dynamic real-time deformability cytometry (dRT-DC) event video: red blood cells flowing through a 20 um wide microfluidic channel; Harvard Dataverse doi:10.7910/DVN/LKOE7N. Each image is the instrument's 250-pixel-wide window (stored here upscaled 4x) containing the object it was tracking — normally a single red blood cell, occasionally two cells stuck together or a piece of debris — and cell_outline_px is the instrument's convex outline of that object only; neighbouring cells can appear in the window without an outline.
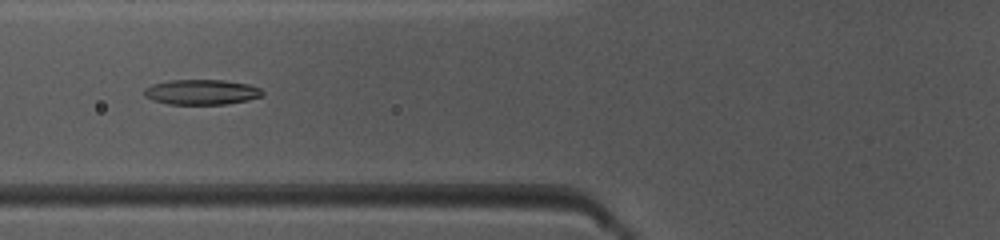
{"species": "common noctule bat (a hibernating species)", "species_latin": "Nyctalus noctula", "temperature_condition": "warm", "stored_images_in_passage": 50, "camera_frame_rate_fps": 3000, "um_per_image_px": 0.085, "animal": {"sex": "female", "body_mass_g": 10.0, "forearm_length_mm": 53.1}, "frame": {"image": 1, "passage_image": 20, "time_ms": 6.333, "image_size_px": [1000, 240], "cell_outline_px": [[264, 96], [248, 100], [228, 104], [168, 104], [152, 100], [144, 96], [144, 88], [152, 84], [168, 80], [224, 80], [248, 84], [260, 88], [264, 92]], "centroid_in_image_um": [17.13, 7.83], "position_along_channel_um": 108.7, "area_um2": 17.51}}
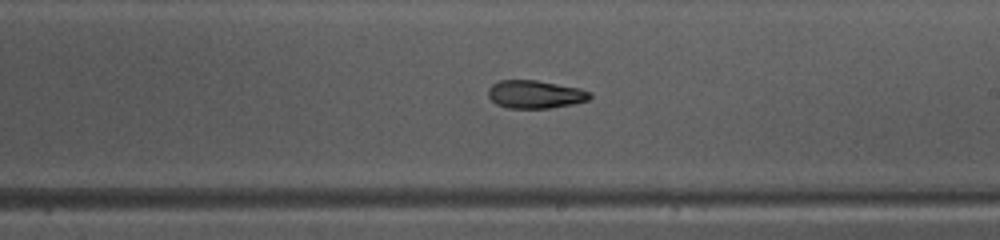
{"frame": {"image": 2, "passage_image": 30, "time_ms": 9.667, "image_size_px": [1000, 240], "cell_outline_px": [[592, 96], [588, 100], [572, 104], [548, 108], [508, 108], [496, 104], [488, 96], [488, 88], [492, 84], [500, 80], [536, 80], [580, 88], [592, 92]], "centroid_in_image_um": [45.49, 8.01], "position_along_channel_um": 243.5, "area_um2": 16.65}}
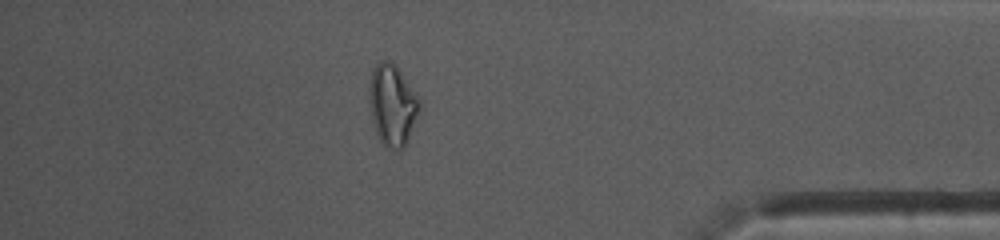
{"frame": {"image": 3, "passage_image": 44, "time_ms": 14.333, "image_size_px": [1000, 240], "cell_outline_px": [[420, 112], [408, 140], [404, 148], [392, 148], [384, 144], [380, 140], [376, 132], [372, 120], [368, 100], [368, 92], [372, 68], [380, 60], [388, 60], [400, 72], [420, 96]], "centroid_in_image_um": [33.36, 8.91], "position_along_channel_um": 401.8, "area_um2": 23.87}, "authors_computed_cell_mechanics": {"area_um2": 18.2648, "velocity_mm_per_s": 4.0405, "shape_relaxation_time_tau1_ms": null, "shape_relaxation_time_tau2_ms": 3.5, "deformation_change_tau1": null, "deformation_change_tau2": 0.1194}}